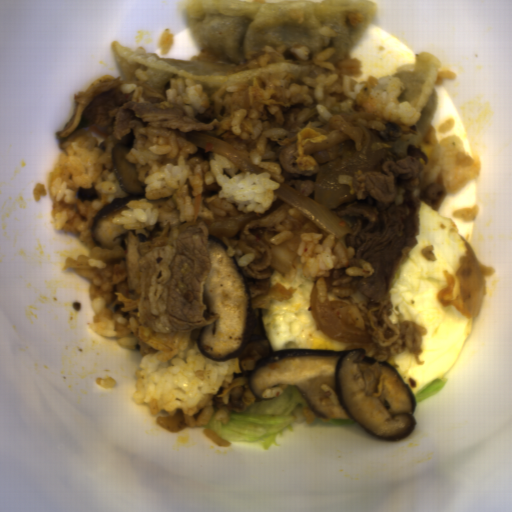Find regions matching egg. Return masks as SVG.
I'll return each instance as SVG.
<instances>
[{
  "instance_id": "d2b9013d",
  "label": "egg",
  "mask_w": 512,
  "mask_h": 512,
  "mask_svg": "<svg viewBox=\"0 0 512 512\" xmlns=\"http://www.w3.org/2000/svg\"><path fill=\"white\" fill-rule=\"evenodd\" d=\"M419 235L390 287L392 323L412 321L427 328L421 335L418 364L405 349L395 355L396 373L414 394L455 367L470 336L472 317L456 278L466 242L457 224L420 200Z\"/></svg>"
},
{
  "instance_id": "2799bb9f",
  "label": "egg",
  "mask_w": 512,
  "mask_h": 512,
  "mask_svg": "<svg viewBox=\"0 0 512 512\" xmlns=\"http://www.w3.org/2000/svg\"><path fill=\"white\" fill-rule=\"evenodd\" d=\"M281 283L287 290H297L289 300H272L269 310H263L261 321L265 336L273 351L288 349L342 350L354 342H342L320 330L311 314L310 298L315 288L301 269L283 276L273 270L269 289Z\"/></svg>"
},
{
  "instance_id": "db1cbce2",
  "label": "egg",
  "mask_w": 512,
  "mask_h": 512,
  "mask_svg": "<svg viewBox=\"0 0 512 512\" xmlns=\"http://www.w3.org/2000/svg\"><path fill=\"white\" fill-rule=\"evenodd\" d=\"M327 295H328L329 301L330 300H338V301H342V302H346V303H350V304H354V305L359 304L361 302H370L369 297L365 296L364 294H362L356 290L346 297H338L331 292L327 293Z\"/></svg>"
}]
</instances>
